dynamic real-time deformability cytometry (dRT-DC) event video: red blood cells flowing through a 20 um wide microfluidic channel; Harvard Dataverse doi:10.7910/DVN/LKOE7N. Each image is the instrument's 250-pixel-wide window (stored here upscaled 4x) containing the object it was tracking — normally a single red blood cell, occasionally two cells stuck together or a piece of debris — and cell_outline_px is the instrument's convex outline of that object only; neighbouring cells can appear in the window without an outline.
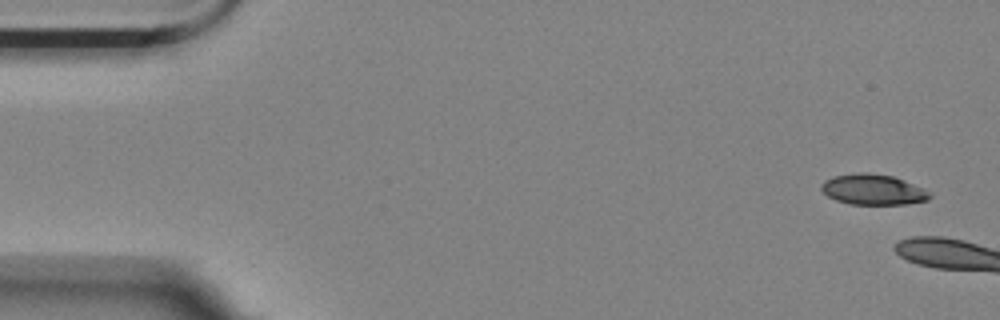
{"species": "Egyptian fruit bat (a non-hibernating species)", "species_latin": "Rousettus aegyptiacus", "temperature_condition": "room temperature", "stored_images_in_passage": 3, "camera_frame_rate_fps": 3000, "um_per_image_px": 0.085, "animal": {"sex": "female"}, "frame": {"image": 1, "passage_image": 1, "time_ms": 0.0, "image_size_px": [1000, 320], "cell_outline_px": [[932, 196], [928, 200], [908, 204], [848, 204], [836, 200], [828, 196], [820, 188], [820, 184], [824, 180], [836, 176], [860, 172], [868, 172], [892, 176], [904, 180], [924, 188], [932, 192]], "centroid_in_image_um": [74.24, 16.11], "position_along_channel_um": 10.8, "area_um2": 19.42}}